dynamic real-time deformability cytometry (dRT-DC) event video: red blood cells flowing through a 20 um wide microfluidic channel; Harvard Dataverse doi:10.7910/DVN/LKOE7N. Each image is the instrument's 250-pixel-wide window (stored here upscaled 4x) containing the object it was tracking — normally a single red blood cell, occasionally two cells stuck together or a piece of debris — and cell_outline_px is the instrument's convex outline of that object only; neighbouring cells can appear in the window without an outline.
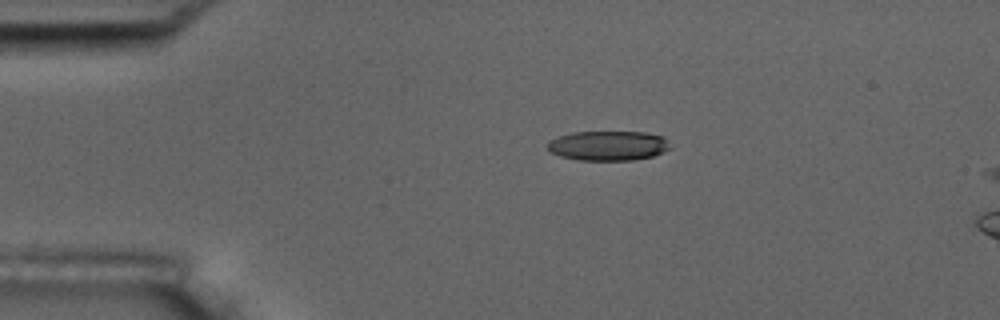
{"species": "common noctule bat (a hibernating species)", "species_latin": "Nyctalus noctula", "temperature_condition": "room temperature", "stored_images_in_passage": 4, "camera_frame_rate_fps": 3000, "um_per_image_px": 0.085, "animal": {"sex": "male", "body_mass_g": 17.5, "forearm_length_mm": 52.3}, "frame": {"image": 1, "passage_image": 3, "time_ms": 3.333, "image_size_px": [1000, 320], "cell_outline_px": [[672, 148], [664, 152], [652, 156], [632, 160], [580, 160], [560, 156], [544, 148], [544, 144], [548, 140], [572, 132], [644, 132], [664, 136]], "centroid_in_image_um": [51.67, 12.38], "position_along_channel_um": 33.3, "area_um2": 21.44}}